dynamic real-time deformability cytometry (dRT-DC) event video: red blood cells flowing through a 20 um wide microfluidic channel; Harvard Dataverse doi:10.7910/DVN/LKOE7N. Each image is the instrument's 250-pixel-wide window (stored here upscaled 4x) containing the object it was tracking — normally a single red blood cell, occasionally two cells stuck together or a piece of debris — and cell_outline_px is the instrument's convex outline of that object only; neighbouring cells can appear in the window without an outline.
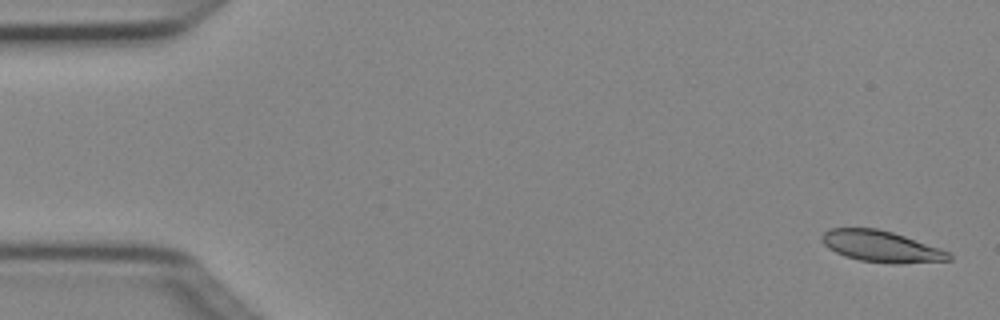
{"species": "Egyptian fruit bat (a non-hibernating species)", "species_latin": "Rousettus aegyptiacus", "temperature_condition": "cold", "stored_images_in_passage": 4, "camera_frame_rate_fps": 3000, "um_per_image_px": 0.085, "animal": {"sex": "female"}, "frame": {"image": 1, "passage_image": 1, "time_ms": 0.0, "image_size_px": [1000, 320], "cell_outline_px": [[952, 260], [900, 264], [892, 264], [860, 260], [844, 256], [828, 248], [820, 240], [820, 236], [824, 232], [832, 228], [876, 228], [892, 232], [940, 248], [948, 252], [952, 256]], "centroid_in_image_um": [74.89, 20.95], "position_along_channel_um": 10.1, "area_um2": 23.18}}
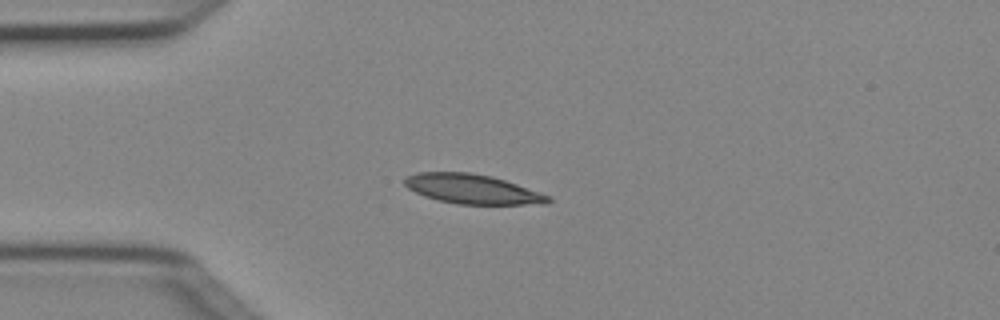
{"frame": {"image": 2, "passage_image": 4, "time_ms": 1.0, "image_size_px": [1000, 320], "cell_outline_px": [[552, 200], [548, 204], [456, 204], [424, 196], [408, 188], [404, 184], [404, 180], [408, 176], [416, 172], [468, 172], [492, 176], [552, 196]], "centroid_in_image_um": [40.18, 16.07], "position_along_channel_um": 44.8, "area_um2": 24.62}}